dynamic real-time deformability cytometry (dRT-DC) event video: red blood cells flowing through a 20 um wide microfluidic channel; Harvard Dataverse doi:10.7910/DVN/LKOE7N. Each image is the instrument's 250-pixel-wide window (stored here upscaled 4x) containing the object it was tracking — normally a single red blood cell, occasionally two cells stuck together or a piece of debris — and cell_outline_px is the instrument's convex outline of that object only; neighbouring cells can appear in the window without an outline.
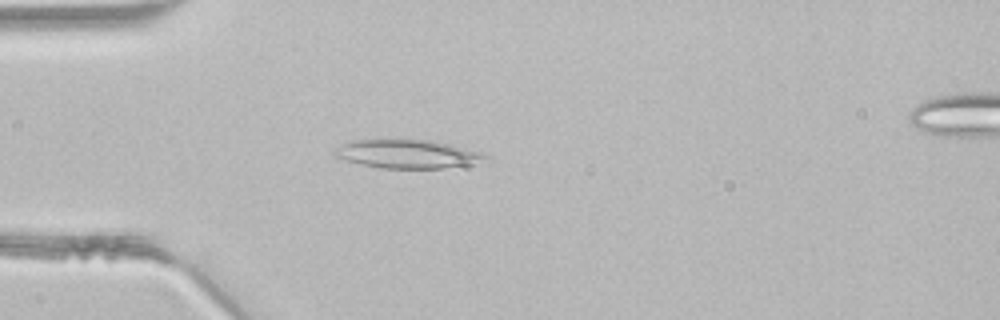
{"species": "common noctule bat (a hibernating species)", "species_latin": "Nyctalus noctula", "temperature_condition": "room temperature", "stored_images_in_passage": 38, "camera_frame_rate_fps": 3000, "um_per_image_px": 0.085, "animal": {"sex": "male", "body_mass_g": 21.5, "forearm_length_mm": 52.0}, "frame": {"image": 1, "passage_image": 5, "time_ms": 1.333, "image_size_px": [1000, 320], "cell_outline_px": [[492, 156], [472, 164], [444, 168], [380, 168], [348, 160], [336, 156], [332, 152], [336, 148], [352, 140], [432, 140], [452, 144], [480, 152]], "centroid_in_image_um": [34.69, 13.08], "position_along_channel_um": 50.3, "area_um2": 24.74}}
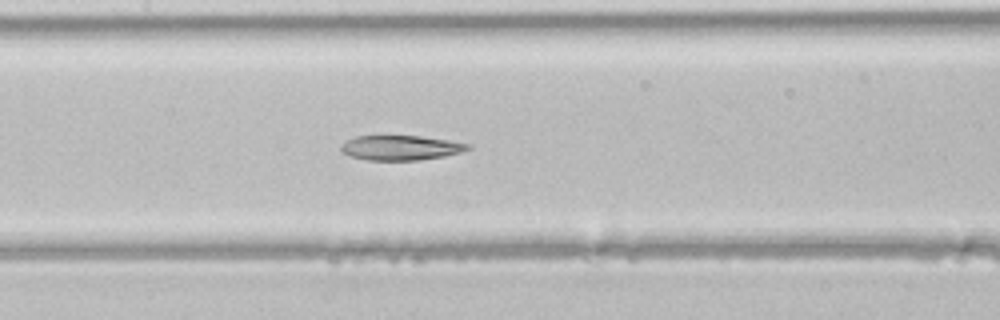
{"frame": {"image": 2, "passage_image": 14, "time_ms": 4.333, "image_size_px": [1000, 320], "cell_outline_px": [[472, 148], [460, 152], [444, 156], [420, 160], [368, 160], [348, 156], [340, 148], [340, 144], [344, 140], [356, 136], [420, 136], [448, 140], [468, 144]], "centroid_in_image_um": [34.01, 12.56], "position_along_channel_um": 173.4, "area_um2": 18.32}}
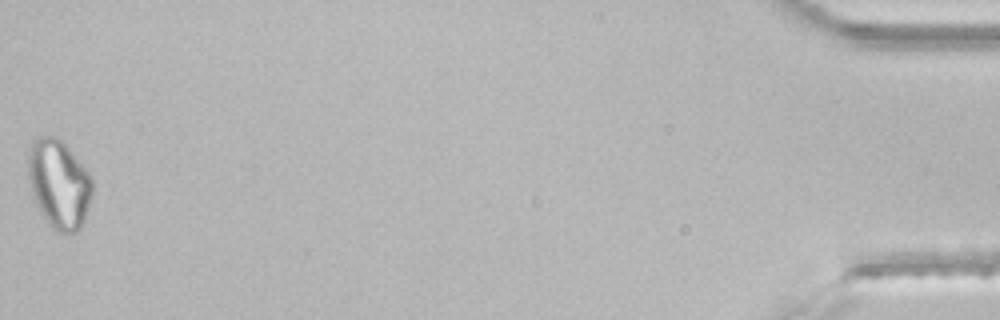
{"frame": {"image": 3, "passage_image": 38, "time_ms": 12.333, "image_size_px": [1000, 320], "cell_outline_px": [[92, 196], [84, 224], [76, 232], [60, 232], [52, 228], [48, 224], [40, 212], [36, 204], [32, 192], [28, 176], [28, 156], [32, 140], [36, 136], [56, 136], [64, 144], [92, 176]], "centroid_in_image_um": [5.01, 15.65], "position_along_channel_um": 430.2, "area_um2": 33.23}}